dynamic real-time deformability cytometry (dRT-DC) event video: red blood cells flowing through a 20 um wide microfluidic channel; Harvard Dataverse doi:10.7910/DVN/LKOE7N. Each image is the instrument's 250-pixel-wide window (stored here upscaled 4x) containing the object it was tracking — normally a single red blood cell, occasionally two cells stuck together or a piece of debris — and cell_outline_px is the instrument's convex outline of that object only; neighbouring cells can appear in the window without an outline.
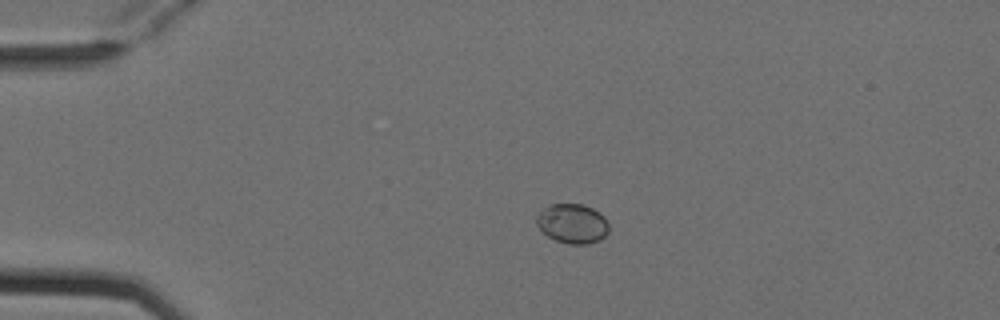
{"species": "Egyptian fruit bat (a non-hibernating species)", "species_latin": "Rousettus aegyptiacus", "temperature_condition": "cold", "stored_images_in_passage": 4, "camera_frame_rate_fps": 3000, "um_per_image_px": 0.085, "animal": {"sex": "female"}, "frame": {"image": 1, "passage_image": 3, "time_ms": 0.667, "image_size_px": [1000, 320], "cell_outline_px": [[608, 232], [600, 240], [588, 244], [568, 244], [556, 240], [548, 236], [536, 224], [536, 216], [548, 204], [584, 204], [600, 212], [604, 216], [608, 224]], "centroid_in_image_um": [48.67, 19.0], "position_along_channel_um": 36.3, "area_um2": 16.7}}
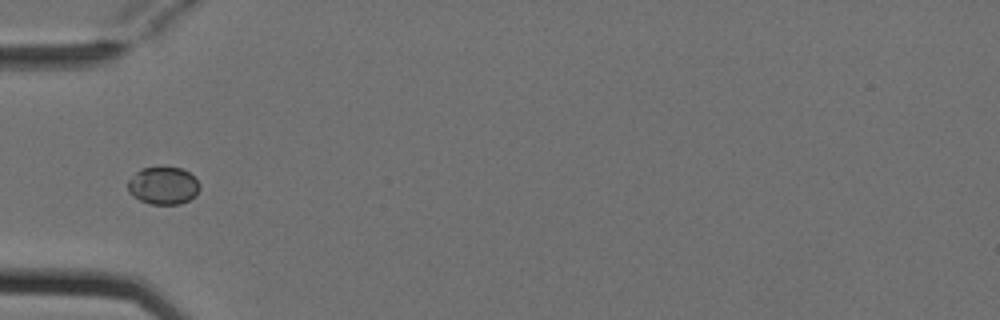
{"frame": {"image": 2, "passage_image": 4, "time_ms": 1.0, "image_size_px": [1000, 320], "cell_outline_px": [[200, 188], [196, 196], [180, 204], [148, 204], [132, 196], [128, 192], [128, 180], [140, 168], [184, 168], [200, 184]], "centroid_in_image_um": [13.87, 15.79], "position_along_channel_um": 71.1, "area_um2": 15.72}}